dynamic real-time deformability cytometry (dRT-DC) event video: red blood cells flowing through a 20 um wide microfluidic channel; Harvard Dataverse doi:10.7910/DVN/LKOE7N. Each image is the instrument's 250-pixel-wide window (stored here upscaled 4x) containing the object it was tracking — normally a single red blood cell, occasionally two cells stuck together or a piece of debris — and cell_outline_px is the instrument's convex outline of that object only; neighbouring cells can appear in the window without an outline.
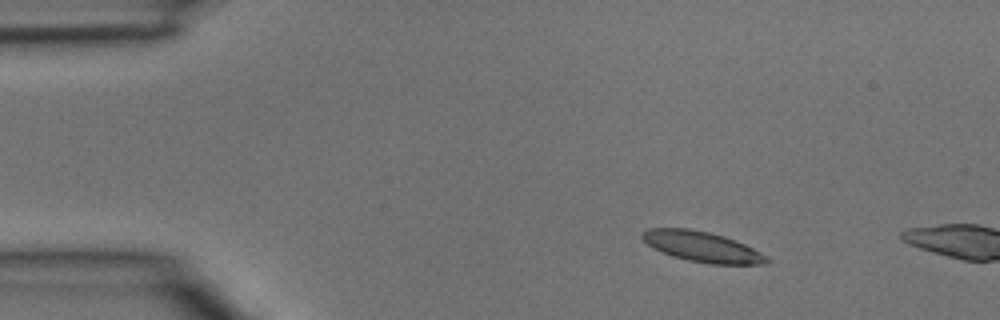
{"species": "common noctule bat (a hibernating species)", "species_latin": "Nyctalus noctula", "temperature_condition": "room temperature", "stored_images_in_passage": 2, "camera_frame_rate_fps": 3000, "um_per_image_px": 0.085, "animal": {"sex": "male", "body_mass_g": 15.6}, "frame": {"image": 1, "passage_image": 1, "time_ms": 0.0, "image_size_px": [1000, 320], "cell_outline_px": [[772, 260], [768, 264], [708, 264], [688, 260], [672, 256], [652, 248], [640, 236], [640, 232], [648, 228], [688, 228], [708, 232], [724, 236], [736, 240], [768, 256]], "centroid_in_image_um": [59.68, 20.97], "position_along_channel_um": 25.3, "area_um2": 22.2}}